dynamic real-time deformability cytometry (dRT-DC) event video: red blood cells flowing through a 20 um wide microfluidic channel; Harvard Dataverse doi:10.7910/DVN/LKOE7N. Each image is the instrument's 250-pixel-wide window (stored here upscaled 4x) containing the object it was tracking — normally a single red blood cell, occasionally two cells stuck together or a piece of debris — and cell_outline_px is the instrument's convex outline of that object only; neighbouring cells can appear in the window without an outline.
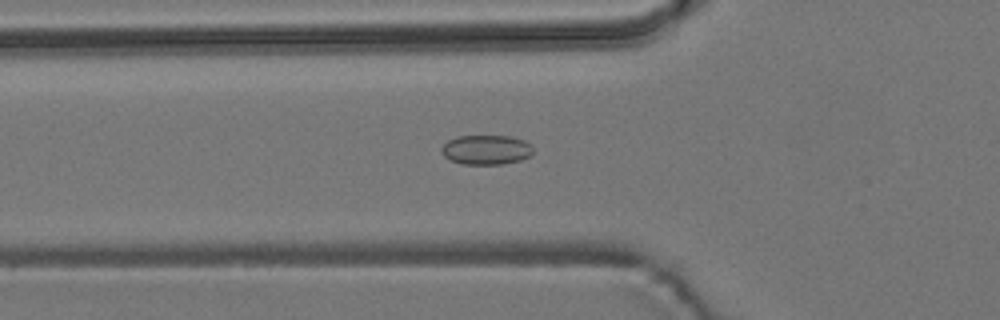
{"species": "common noctule bat (a hibernating species)", "species_latin": "Nyctalus noctula", "temperature_condition": "room temperature", "stored_images_in_passage": 55, "camera_frame_rate_fps": 3000, "um_per_image_px": 0.085, "animal": {"sex": "male", "body_mass_g": 19.2, "forearm_length_mm": 51.8}, "frame": {"image": 1, "passage_image": 19, "time_ms": 6.0, "image_size_px": [1000, 320], "cell_outline_px": [[532, 152], [528, 156], [520, 160], [504, 164], [460, 164], [444, 156], [440, 152], [440, 148], [448, 140], [456, 136], [512, 136], [524, 140], [532, 144]], "centroid_in_image_um": [41.31, 12.72], "position_along_channel_um": 84.5, "area_um2": 15.9}}
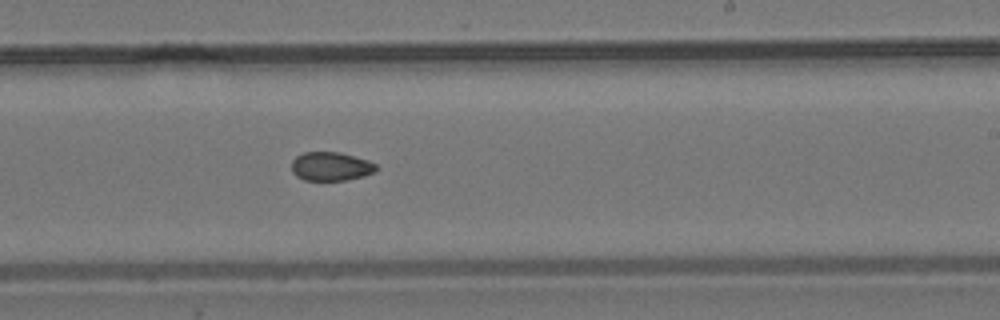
{"frame": {"image": 2, "passage_image": 33, "time_ms": 10.667, "image_size_px": [1000, 320], "cell_outline_px": [[380, 168], [376, 172], [364, 176], [344, 180], [304, 180], [296, 176], [292, 172], [292, 160], [296, 156], [304, 152], [340, 152], [368, 160], [376, 164]], "centroid_in_image_um": [28.15, 14.14], "position_along_channel_um": 260.9, "area_um2": 14.33}}
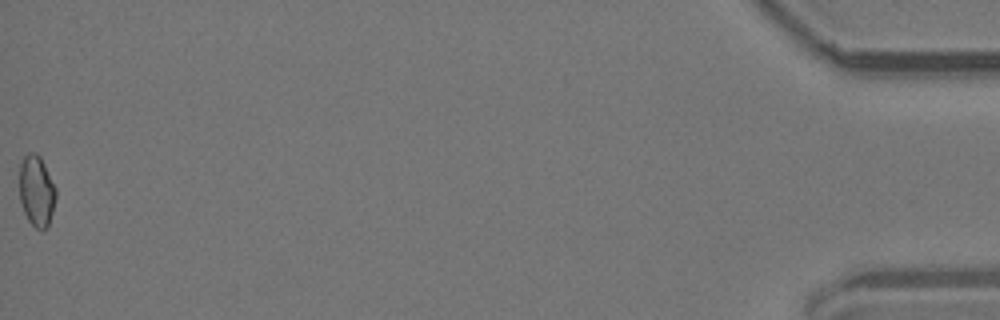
{"frame": {"image": 3, "passage_image": 55, "time_ms": 18.0, "image_size_px": [1000, 320], "cell_outline_px": [[56, 196], [48, 228], [36, 228], [28, 220], [24, 212], [20, 200], [20, 164], [24, 156], [28, 152], [36, 152], [40, 156], [56, 188]], "centroid_in_image_um": [3.11, 16.21], "position_along_channel_um": 432.1, "area_um2": 14.97}, "authors_computed_cell_mechanics": {"area_um2": 14.9702, "velocity_mm_per_s": 3.7703, "shape_relaxation_time_tau1_ms": null, "shape_relaxation_time_tau2_ms": 4.9092, "deformation_change_tau1": null, "deformation_change_tau2": 0.0842}}